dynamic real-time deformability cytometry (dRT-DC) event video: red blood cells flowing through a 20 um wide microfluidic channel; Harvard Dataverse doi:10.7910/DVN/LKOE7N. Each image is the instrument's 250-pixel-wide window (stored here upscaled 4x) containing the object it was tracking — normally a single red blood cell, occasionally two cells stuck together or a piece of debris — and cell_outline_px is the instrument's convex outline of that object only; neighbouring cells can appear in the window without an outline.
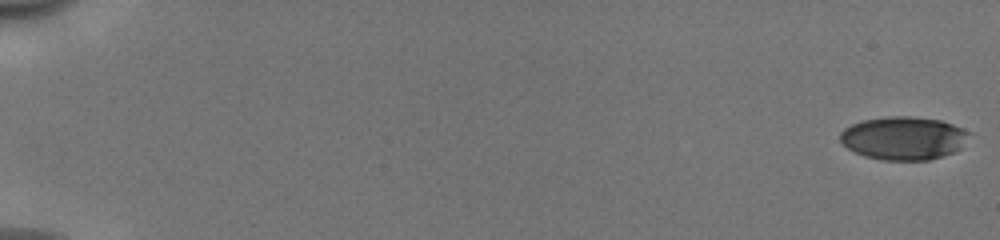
{"species": "human", "species_latin": "Homo sapiens", "temperature_condition": "cold", "stored_images_in_passage": 54, "camera_frame_rate_fps": 3000, "um_per_image_px": 0.085, "donor": {"sex": "male"}, "frame": {"image": 1, "passage_image": 1, "time_ms": 0.0, "image_size_px": [1000, 240], "cell_outline_px": [[972, 132], [960, 148], [944, 156], [928, 160], [880, 160], [864, 156], [848, 148], [840, 140], [840, 132], [844, 128], [852, 124], [864, 120], [888, 116], [908, 116], [940, 120], [952, 124]], "centroid_in_image_um": [76.81, 11.74], "position_along_channel_um": 8.2, "area_um2": 32.43}}
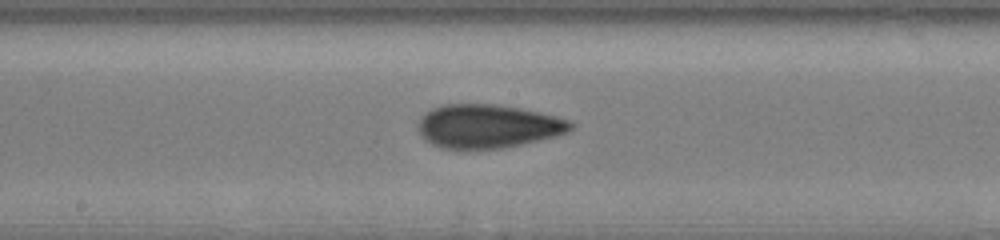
{"frame": {"image": 2, "passage_image": 31, "time_ms": 10.0, "image_size_px": [1000, 240], "cell_outline_px": [[576, 124], [568, 132], [556, 136], [520, 144], [500, 148], [440, 148], [424, 140], [416, 128], [420, 116], [432, 108], [440, 104], [500, 104], [540, 112], [568, 120]], "centroid_in_image_um": [41.42, 10.71], "position_along_channel_um": 206.8, "area_um2": 38.9}}
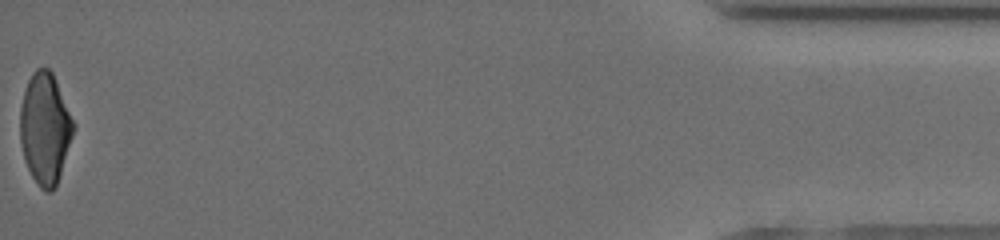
{"frame": {"image": 3, "passage_image": 54, "time_ms": 17.667, "image_size_px": [1000, 240], "cell_outline_px": [[76, 124], [56, 184], [52, 192], [48, 192], [40, 188], [32, 176], [24, 160], [20, 140], [20, 108], [24, 92], [28, 80], [32, 72], [36, 68], [48, 68], [52, 72], [56, 80]], "centroid_in_image_um": [3.82, 10.89], "position_along_channel_um": 431.4, "area_um2": 34.33}, "authors_computed_cell_mechanics": {"area_um2": 36.6163, "velocity_mm_per_s": 3.9901, "shape_relaxation_time_tau1_ms": 4.9385, "shape_relaxation_time_tau2_ms": 1.6066, "deformation_change_tau1": 0.1732, "deformation_change_tau2": 0.089}}